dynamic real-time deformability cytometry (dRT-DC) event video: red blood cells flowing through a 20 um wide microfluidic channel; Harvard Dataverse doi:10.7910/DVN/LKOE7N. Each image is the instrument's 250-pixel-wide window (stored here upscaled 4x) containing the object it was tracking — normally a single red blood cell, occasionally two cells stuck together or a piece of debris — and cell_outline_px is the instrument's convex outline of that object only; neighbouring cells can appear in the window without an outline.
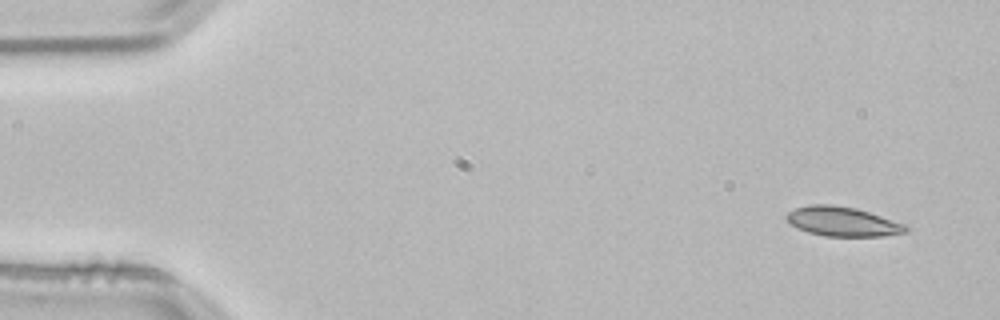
{"species": "common noctule bat (a hibernating species)", "species_latin": "Nyctalus noctula", "temperature_condition": "room temperature", "stored_images_in_passage": 4, "camera_frame_rate_fps": 3000, "um_per_image_px": 0.085, "animal": {"sex": "male", "body_mass_g": 21.5, "forearm_length_mm": 52.0}, "frame": {"image": 1, "passage_image": 1, "time_ms": 0.0, "image_size_px": [1000, 320], "cell_outline_px": [[912, 228], [908, 232], [884, 236], [824, 236], [808, 232], [796, 228], [788, 224], [784, 216], [788, 212], [796, 208], [808, 204], [832, 204], [856, 208], [904, 224]], "centroid_in_image_um": [71.58, 18.83], "position_along_channel_um": 13.4, "area_um2": 20.69}}
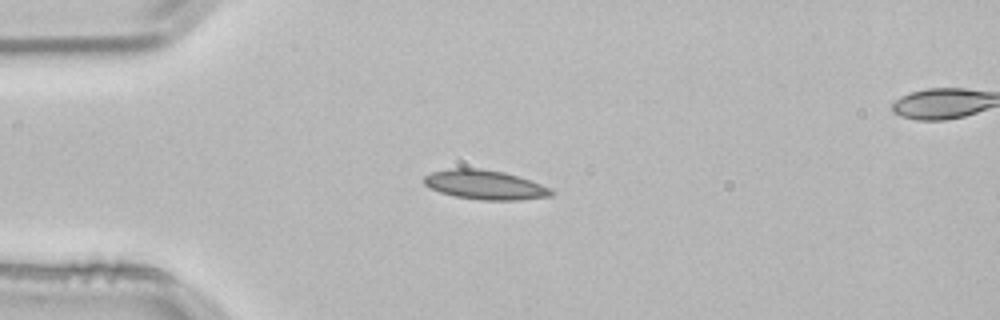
{"frame": {"image": 2, "passage_image": 3, "time_ms": 0.667, "image_size_px": [1000, 320], "cell_outline_px": [[556, 192], [552, 196], [516, 200], [480, 200], [456, 196], [440, 192], [424, 184], [424, 176], [432, 172], [448, 168], [480, 168], [504, 172], [552, 188]], "centroid_in_image_um": [41.23, 15.7], "position_along_channel_um": 43.8, "area_um2": 21.68}}